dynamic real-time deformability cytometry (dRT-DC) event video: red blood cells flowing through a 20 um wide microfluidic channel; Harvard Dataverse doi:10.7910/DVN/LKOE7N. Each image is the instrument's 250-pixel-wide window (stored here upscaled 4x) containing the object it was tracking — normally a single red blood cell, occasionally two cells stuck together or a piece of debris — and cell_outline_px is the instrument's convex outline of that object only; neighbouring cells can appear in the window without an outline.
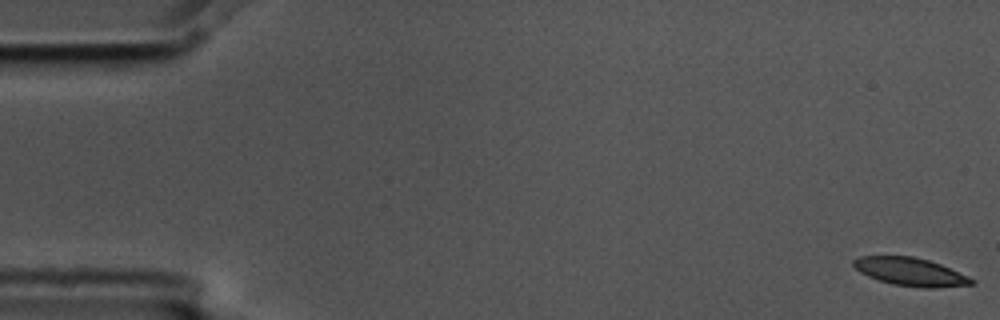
{"species": "common noctule bat (a hibernating species)", "species_latin": "Nyctalus noctula", "temperature_condition": "cold", "stored_images_in_passage": 5, "camera_frame_rate_fps": 3000, "um_per_image_px": 0.085, "animal": {"sex": "male", "body_mass_g": 17.5, "forearm_length_mm": 52.3}, "frame": {"image": 1, "passage_image": 1, "time_ms": 0.0, "image_size_px": [1000, 320], "cell_outline_px": [[976, 284], [936, 288], [924, 288], [892, 284], [868, 276], [860, 272], [852, 264], [852, 260], [860, 256], [912, 256], [928, 260], [940, 264], [968, 276], [976, 280]], "centroid_in_image_um": [77.41, 23.11], "position_along_channel_um": 7.6, "area_um2": 19.31}}
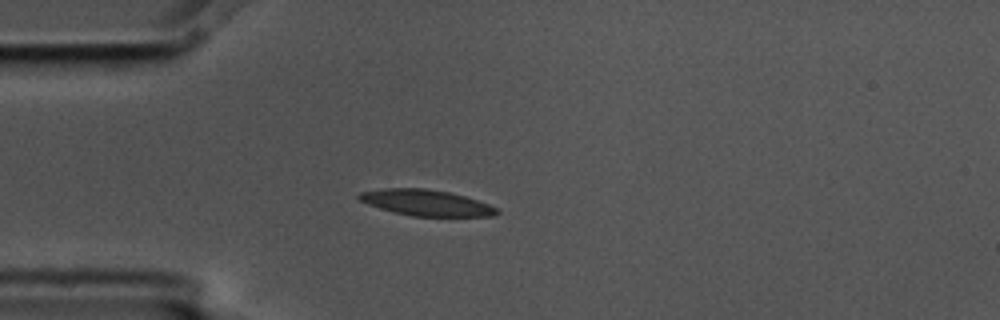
{"frame": {"image": 2, "passage_image": 5, "time_ms": 1.333, "image_size_px": [1000, 320], "cell_outline_px": [[500, 212], [492, 216], [412, 216], [380, 208], [368, 204], [360, 200], [356, 196], [360, 192], [384, 188], [424, 188], [448, 192], [464, 196], [488, 204], [496, 208]], "centroid_in_image_um": [36.2, 17.23], "position_along_channel_um": 48.8, "area_um2": 20.58}}